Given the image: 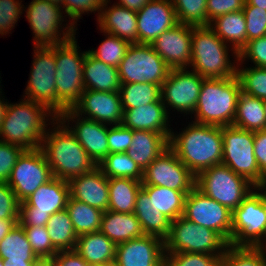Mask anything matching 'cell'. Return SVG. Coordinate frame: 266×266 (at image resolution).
Masks as SVG:
<instances>
[{"label":"cell","mask_w":266,"mask_h":266,"mask_svg":"<svg viewBox=\"0 0 266 266\" xmlns=\"http://www.w3.org/2000/svg\"><path fill=\"white\" fill-rule=\"evenodd\" d=\"M182 131L171 132L169 147L195 176L222 163V127L191 122Z\"/></svg>","instance_id":"cell-1"},{"label":"cell","mask_w":266,"mask_h":266,"mask_svg":"<svg viewBox=\"0 0 266 266\" xmlns=\"http://www.w3.org/2000/svg\"><path fill=\"white\" fill-rule=\"evenodd\" d=\"M52 123L54 128L46 131L40 148L46 156L53 177L68 182L92 171L97 165L77 141L76 136L58 117L51 125Z\"/></svg>","instance_id":"cell-2"},{"label":"cell","mask_w":266,"mask_h":266,"mask_svg":"<svg viewBox=\"0 0 266 266\" xmlns=\"http://www.w3.org/2000/svg\"><path fill=\"white\" fill-rule=\"evenodd\" d=\"M57 116L43 104L23 98L20 103H9L0 126V141L16 145L24 150L41 147L49 120ZM46 120V121H45Z\"/></svg>","instance_id":"cell-3"},{"label":"cell","mask_w":266,"mask_h":266,"mask_svg":"<svg viewBox=\"0 0 266 266\" xmlns=\"http://www.w3.org/2000/svg\"><path fill=\"white\" fill-rule=\"evenodd\" d=\"M241 84L237 76L204 79L193 115L198 124L231 126L234 121Z\"/></svg>","instance_id":"cell-4"},{"label":"cell","mask_w":266,"mask_h":266,"mask_svg":"<svg viewBox=\"0 0 266 266\" xmlns=\"http://www.w3.org/2000/svg\"><path fill=\"white\" fill-rule=\"evenodd\" d=\"M228 46L209 26L193 27L191 71L204 79L236 76L237 67L229 59Z\"/></svg>","instance_id":"cell-5"},{"label":"cell","mask_w":266,"mask_h":266,"mask_svg":"<svg viewBox=\"0 0 266 266\" xmlns=\"http://www.w3.org/2000/svg\"><path fill=\"white\" fill-rule=\"evenodd\" d=\"M76 37L64 44L55 45L56 100L67 110L80 100L85 87L83 67L87 51H78Z\"/></svg>","instance_id":"cell-6"},{"label":"cell","mask_w":266,"mask_h":266,"mask_svg":"<svg viewBox=\"0 0 266 266\" xmlns=\"http://www.w3.org/2000/svg\"><path fill=\"white\" fill-rule=\"evenodd\" d=\"M165 253L197 252L224 255L229 243L214 230L178 217L171 221L169 236L164 240Z\"/></svg>","instance_id":"cell-7"},{"label":"cell","mask_w":266,"mask_h":266,"mask_svg":"<svg viewBox=\"0 0 266 266\" xmlns=\"http://www.w3.org/2000/svg\"><path fill=\"white\" fill-rule=\"evenodd\" d=\"M195 186L231 211L253 191L254 185L224 164L214 165L196 176Z\"/></svg>","instance_id":"cell-8"},{"label":"cell","mask_w":266,"mask_h":266,"mask_svg":"<svg viewBox=\"0 0 266 266\" xmlns=\"http://www.w3.org/2000/svg\"><path fill=\"white\" fill-rule=\"evenodd\" d=\"M69 197L68 182L53 177L20 203L18 224L46 226L52 214L66 209Z\"/></svg>","instance_id":"cell-9"},{"label":"cell","mask_w":266,"mask_h":266,"mask_svg":"<svg viewBox=\"0 0 266 266\" xmlns=\"http://www.w3.org/2000/svg\"><path fill=\"white\" fill-rule=\"evenodd\" d=\"M25 12L34 35V46H55L75 38L77 27L73 23L66 24L64 29L62 27L65 20L60 5L46 0H32Z\"/></svg>","instance_id":"cell-10"},{"label":"cell","mask_w":266,"mask_h":266,"mask_svg":"<svg viewBox=\"0 0 266 266\" xmlns=\"http://www.w3.org/2000/svg\"><path fill=\"white\" fill-rule=\"evenodd\" d=\"M222 164L244 177L254 186L265 184L254 154V132L235 126L222 127Z\"/></svg>","instance_id":"cell-11"},{"label":"cell","mask_w":266,"mask_h":266,"mask_svg":"<svg viewBox=\"0 0 266 266\" xmlns=\"http://www.w3.org/2000/svg\"><path fill=\"white\" fill-rule=\"evenodd\" d=\"M34 48L30 80L24 98L43 104L59 117L66 109L56 100L55 46H34Z\"/></svg>","instance_id":"cell-12"},{"label":"cell","mask_w":266,"mask_h":266,"mask_svg":"<svg viewBox=\"0 0 266 266\" xmlns=\"http://www.w3.org/2000/svg\"><path fill=\"white\" fill-rule=\"evenodd\" d=\"M170 70L151 44L145 43H131L118 67L121 84L153 83L161 86Z\"/></svg>","instance_id":"cell-13"},{"label":"cell","mask_w":266,"mask_h":266,"mask_svg":"<svg viewBox=\"0 0 266 266\" xmlns=\"http://www.w3.org/2000/svg\"><path fill=\"white\" fill-rule=\"evenodd\" d=\"M229 244L249 247L266 245V211L260 196L254 190L232 211Z\"/></svg>","instance_id":"cell-14"},{"label":"cell","mask_w":266,"mask_h":266,"mask_svg":"<svg viewBox=\"0 0 266 266\" xmlns=\"http://www.w3.org/2000/svg\"><path fill=\"white\" fill-rule=\"evenodd\" d=\"M52 178L46 156L39 147L21 153L7 183L21 203Z\"/></svg>","instance_id":"cell-15"},{"label":"cell","mask_w":266,"mask_h":266,"mask_svg":"<svg viewBox=\"0 0 266 266\" xmlns=\"http://www.w3.org/2000/svg\"><path fill=\"white\" fill-rule=\"evenodd\" d=\"M182 216L197 225L214 230L230 243L232 211L211 199L196 186L185 197Z\"/></svg>","instance_id":"cell-16"},{"label":"cell","mask_w":266,"mask_h":266,"mask_svg":"<svg viewBox=\"0 0 266 266\" xmlns=\"http://www.w3.org/2000/svg\"><path fill=\"white\" fill-rule=\"evenodd\" d=\"M204 78L195 71L171 69L161 85V100L167 109L169 106L180 113L193 114L198 102Z\"/></svg>","instance_id":"cell-17"},{"label":"cell","mask_w":266,"mask_h":266,"mask_svg":"<svg viewBox=\"0 0 266 266\" xmlns=\"http://www.w3.org/2000/svg\"><path fill=\"white\" fill-rule=\"evenodd\" d=\"M196 176L168 147L143 171L142 185L161 186L178 191H191Z\"/></svg>","instance_id":"cell-18"},{"label":"cell","mask_w":266,"mask_h":266,"mask_svg":"<svg viewBox=\"0 0 266 266\" xmlns=\"http://www.w3.org/2000/svg\"><path fill=\"white\" fill-rule=\"evenodd\" d=\"M58 118L76 136L77 141L98 166L109 154L107 138L109 125L84 118L77 114L73 109L65 110ZM70 121H73L76 124L71 127L69 126Z\"/></svg>","instance_id":"cell-19"},{"label":"cell","mask_w":266,"mask_h":266,"mask_svg":"<svg viewBox=\"0 0 266 266\" xmlns=\"http://www.w3.org/2000/svg\"><path fill=\"white\" fill-rule=\"evenodd\" d=\"M192 33L193 26L178 23L160 34L151 46L171 69H189Z\"/></svg>","instance_id":"cell-20"},{"label":"cell","mask_w":266,"mask_h":266,"mask_svg":"<svg viewBox=\"0 0 266 266\" xmlns=\"http://www.w3.org/2000/svg\"><path fill=\"white\" fill-rule=\"evenodd\" d=\"M115 266H165L164 240L144 235L118 244Z\"/></svg>","instance_id":"cell-21"},{"label":"cell","mask_w":266,"mask_h":266,"mask_svg":"<svg viewBox=\"0 0 266 266\" xmlns=\"http://www.w3.org/2000/svg\"><path fill=\"white\" fill-rule=\"evenodd\" d=\"M72 109L80 116L86 115L85 118L106 125H119L123 121L124 110L119 92L84 90Z\"/></svg>","instance_id":"cell-22"},{"label":"cell","mask_w":266,"mask_h":266,"mask_svg":"<svg viewBox=\"0 0 266 266\" xmlns=\"http://www.w3.org/2000/svg\"><path fill=\"white\" fill-rule=\"evenodd\" d=\"M136 15L138 43L151 44L178 24L172 0H150Z\"/></svg>","instance_id":"cell-23"},{"label":"cell","mask_w":266,"mask_h":266,"mask_svg":"<svg viewBox=\"0 0 266 266\" xmlns=\"http://www.w3.org/2000/svg\"><path fill=\"white\" fill-rule=\"evenodd\" d=\"M70 197L84 202L105 212L109 205L108 178L96 166L87 172L68 181Z\"/></svg>","instance_id":"cell-24"},{"label":"cell","mask_w":266,"mask_h":266,"mask_svg":"<svg viewBox=\"0 0 266 266\" xmlns=\"http://www.w3.org/2000/svg\"><path fill=\"white\" fill-rule=\"evenodd\" d=\"M122 125L131 130L153 131L162 135H171L169 128V112L162 101L139 106L133 109H123ZM169 125V126H168Z\"/></svg>","instance_id":"cell-25"},{"label":"cell","mask_w":266,"mask_h":266,"mask_svg":"<svg viewBox=\"0 0 266 266\" xmlns=\"http://www.w3.org/2000/svg\"><path fill=\"white\" fill-rule=\"evenodd\" d=\"M110 0H105L97 15V22L102 32H107L130 43H138L136 11L118 4L107 7Z\"/></svg>","instance_id":"cell-26"},{"label":"cell","mask_w":266,"mask_h":266,"mask_svg":"<svg viewBox=\"0 0 266 266\" xmlns=\"http://www.w3.org/2000/svg\"><path fill=\"white\" fill-rule=\"evenodd\" d=\"M170 135L153 131L133 130L128 156L144 171L163 151L169 147Z\"/></svg>","instance_id":"cell-27"},{"label":"cell","mask_w":266,"mask_h":266,"mask_svg":"<svg viewBox=\"0 0 266 266\" xmlns=\"http://www.w3.org/2000/svg\"><path fill=\"white\" fill-rule=\"evenodd\" d=\"M117 245L101 231L79 235L75 251L87 262L105 266L114 264Z\"/></svg>","instance_id":"cell-28"},{"label":"cell","mask_w":266,"mask_h":266,"mask_svg":"<svg viewBox=\"0 0 266 266\" xmlns=\"http://www.w3.org/2000/svg\"><path fill=\"white\" fill-rule=\"evenodd\" d=\"M85 90L119 92L121 82L118 68L97 60L86 52L83 67Z\"/></svg>","instance_id":"cell-29"},{"label":"cell","mask_w":266,"mask_h":266,"mask_svg":"<svg viewBox=\"0 0 266 266\" xmlns=\"http://www.w3.org/2000/svg\"><path fill=\"white\" fill-rule=\"evenodd\" d=\"M100 231L116 245L145 235L134 213H103Z\"/></svg>","instance_id":"cell-30"},{"label":"cell","mask_w":266,"mask_h":266,"mask_svg":"<svg viewBox=\"0 0 266 266\" xmlns=\"http://www.w3.org/2000/svg\"><path fill=\"white\" fill-rule=\"evenodd\" d=\"M209 27L226 44L230 43L238 64V53L247 43L246 21L242 10L218 16ZM228 42V43H227Z\"/></svg>","instance_id":"cell-31"},{"label":"cell","mask_w":266,"mask_h":266,"mask_svg":"<svg viewBox=\"0 0 266 266\" xmlns=\"http://www.w3.org/2000/svg\"><path fill=\"white\" fill-rule=\"evenodd\" d=\"M146 235L165 240L169 236L171 220L157 210L148 194L141 188L137 193L134 212Z\"/></svg>","instance_id":"cell-32"},{"label":"cell","mask_w":266,"mask_h":266,"mask_svg":"<svg viewBox=\"0 0 266 266\" xmlns=\"http://www.w3.org/2000/svg\"><path fill=\"white\" fill-rule=\"evenodd\" d=\"M232 126L253 132L266 130L263 100L241 92Z\"/></svg>","instance_id":"cell-33"},{"label":"cell","mask_w":266,"mask_h":266,"mask_svg":"<svg viewBox=\"0 0 266 266\" xmlns=\"http://www.w3.org/2000/svg\"><path fill=\"white\" fill-rule=\"evenodd\" d=\"M108 210L118 213H133L137 193L142 188V181L130 178H108Z\"/></svg>","instance_id":"cell-34"},{"label":"cell","mask_w":266,"mask_h":266,"mask_svg":"<svg viewBox=\"0 0 266 266\" xmlns=\"http://www.w3.org/2000/svg\"><path fill=\"white\" fill-rule=\"evenodd\" d=\"M0 258L8 263H24L38 258L32 251L24 228L18 223L0 241Z\"/></svg>","instance_id":"cell-35"},{"label":"cell","mask_w":266,"mask_h":266,"mask_svg":"<svg viewBox=\"0 0 266 266\" xmlns=\"http://www.w3.org/2000/svg\"><path fill=\"white\" fill-rule=\"evenodd\" d=\"M157 210L171 221L183 215L185 197L190 191H178L161 186L142 185Z\"/></svg>","instance_id":"cell-36"},{"label":"cell","mask_w":266,"mask_h":266,"mask_svg":"<svg viewBox=\"0 0 266 266\" xmlns=\"http://www.w3.org/2000/svg\"><path fill=\"white\" fill-rule=\"evenodd\" d=\"M66 210L77 236L100 231L104 213L100 209L69 197Z\"/></svg>","instance_id":"cell-37"},{"label":"cell","mask_w":266,"mask_h":266,"mask_svg":"<svg viewBox=\"0 0 266 266\" xmlns=\"http://www.w3.org/2000/svg\"><path fill=\"white\" fill-rule=\"evenodd\" d=\"M46 227L51 242L58 251L75 249L78 236L66 209L52 214Z\"/></svg>","instance_id":"cell-38"},{"label":"cell","mask_w":266,"mask_h":266,"mask_svg":"<svg viewBox=\"0 0 266 266\" xmlns=\"http://www.w3.org/2000/svg\"><path fill=\"white\" fill-rule=\"evenodd\" d=\"M119 94L123 109H133L139 106L161 100V86L153 83L121 84Z\"/></svg>","instance_id":"cell-39"},{"label":"cell","mask_w":266,"mask_h":266,"mask_svg":"<svg viewBox=\"0 0 266 266\" xmlns=\"http://www.w3.org/2000/svg\"><path fill=\"white\" fill-rule=\"evenodd\" d=\"M107 178H130L142 181L143 170L126 152L109 153L98 165Z\"/></svg>","instance_id":"cell-40"},{"label":"cell","mask_w":266,"mask_h":266,"mask_svg":"<svg viewBox=\"0 0 266 266\" xmlns=\"http://www.w3.org/2000/svg\"><path fill=\"white\" fill-rule=\"evenodd\" d=\"M266 248L227 246L222 266H266Z\"/></svg>","instance_id":"cell-41"},{"label":"cell","mask_w":266,"mask_h":266,"mask_svg":"<svg viewBox=\"0 0 266 266\" xmlns=\"http://www.w3.org/2000/svg\"><path fill=\"white\" fill-rule=\"evenodd\" d=\"M102 33H105L106 39L101 42L97 50L91 49L87 52L97 60L118 68L131 43L110 33Z\"/></svg>","instance_id":"cell-42"},{"label":"cell","mask_w":266,"mask_h":266,"mask_svg":"<svg viewBox=\"0 0 266 266\" xmlns=\"http://www.w3.org/2000/svg\"><path fill=\"white\" fill-rule=\"evenodd\" d=\"M178 23L207 26V0H172Z\"/></svg>","instance_id":"cell-43"},{"label":"cell","mask_w":266,"mask_h":266,"mask_svg":"<svg viewBox=\"0 0 266 266\" xmlns=\"http://www.w3.org/2000/svg\"><path fill=\"white\" fill-rule=\"evenodd\" d=\"M236 76L241 84V91L252 97L266 100V68L249 67L238 68Z\"/></svg>","instance_id":"cell-44"},{"label":"cell","mask_w":266,"mask_h":266,"mask_svg":"<svg viewBox=\"0 0 266 266\" xmlns=\"http://www.w3.org/2000/svg\"><path fill=\"white\" fill-rule=\"evenodd\" d=\"M223 255L197 252L165 253V266H222Z\"/></svg>","instance_id":"cell-45"},{"label":"cell","mask_w":266,"mask_h":266,"mask_svg":"<svg viewBox=\"0 0 266 266\" xmlns=\"http://www.w3.org/2000/svg\"><path fill=\"white\" fill-rule=\"evenodd\" d=\"M27 240L38 258L52 259L59 251L53 246L46 226H25Z\"/></svg>","instance_id":"cell-46"},{"label":"cell","mask_w":266,"mask_h":266,"mask_svg":"<svg viewBox=\"0 0 266 266\" xmlns=\"http://www.w3.org/2000/svg\"><path fill=\"white\" fill-rule=\"evenodd\" d=\"M247 42L266 35V10L244 4Z\"/></svg>","instance_id":"cell-47"},{"label":"cell","mask_w":266,"mask_h":266,"mask_svg":"<svg viewBox=\"0 0 266 266\" xmlns=\"http://www.w3.org/2000/svg\"><path fill=\"white\" fill-rule=\"evenodd\" d=\"M246 59L252 60L255 67L266 68V35L248 41L239 51L238 62L241 64L238 65H242Z\"/></svg>","instance_id":"cell-48"},{"label":"cell","mask_w":266,"mask_h":266,"mask_svg":"<svg viewBox=\"0 0 266 266\" xmlns=\"http://www.w3.org/2000/svg\"><path fill=\"white\" fill-rule=\"evenodd\" d=\"M19 0H0V34L1 36L12 30L22 15L24 5Z\"/></svg>","instance_id":"cell-49"},{"label":"cell","mask_w":266,"mask_h":266,"mask_svg":"<svg viewBox=\"0 0 266 266\" xmlns=\"http://www.w3.org/2000/svg\"><path fill=\"white\" fill-rule=\"evenodd\" d=\"M105 0H62V9L64 14L66 13L69 16V19H72L69 22L73 23L76 26V22L82 18V14L85 12H100L102 4ZM73 21V22H72Z\"/></svg>","instance_id":"cell-50"},{"label":"cell","mask_w":266,"mask_h":266,"mask_svg":"<svg viewBox=\"0 0 266 266\" xmlns=\"http://www.w3.org/2000/svg\"><path fill=\"white\" fill-rule=\"evenodd\" d=\"M133 130L124 127L122 124L112 125L108 128L109 153L127 152L132 143Z\"/></svg>","instance_id":"cell-51"},{"label":"cell","mask_w":266,"mask_h":266,"mask_svg":"<svg viewBox=\"0 0 266 266\" xmlns=\"http://www.w3.org/2000/svg\"><path fill=\"white\" fill-rule=\"evenodd\" d=\"M24 151L19 146L0 141V182H7L18 157Z\"/></svg>","instance_id":"cell-52"},{"label":"cell","mask_w":266,"mask_h":266,"mask_svg":"<svg viewBox=\"0 0 266 266\" xmlns=\"http://www.w3.org/2000/svg\"><path fill=\"white\" fill-rule=\"evenodd\" d=\"M20 202L7 182H0V219L18 220Z\"/></svg>","instance_id":"cell-53"},{"label":"cell","mask_w":266,"mask_h":266,"mask_svg":"<svg viewBox=\"0 0 266 266\" xmlns=\"http://www.w3.org/2000/svg\"><path fill=\"white\" fill-rule=\"evenodd\" d=\"M245 0H207V26L218 16L243 10Z\"/></svg>","instance_id":"cell-54"},{"label":"cell","mask_w":266,"mask_h":266,"mask_svg":"<svg viewBox=\"0 0 266 266\" xmlns=\"http://www.w3.org/2000/svg\"><path fill=\"white\" fill-rule=\"evenodd\" d=\"M254 154L260 174L266 180V130L254 132Z\"/></svg>","instance_id":"cell-55"},{"label":"cell","mask_w":266,"mask_h":266,"mask_svg":"<svg viewBox=\"0 0 266 266\" xmlns=\"http://www.w3.org/2000/svg\"><path fill=\"white\" fill-rule=\"evenodd\" d=\"M54 266H93L87 263L75 250L59 251L53 258Z\"/></svg>","instance_id":"cell-56"},{"label":"cell","mask_w":266,"mask_h":266,"mask_svg":"<svg viewBox=\"0 0 266 266\" xmlns=\"http://www.w3.org/2000/svg\"><path fill=\"white\" fill-rule=\"evenodd\" d=\"M150 0H119L118 5L133 11H140Z\"/></svg>","instance_id":"cell-57"},{"label":"cell","mask_w":266,"mask_h":266,"mask_svg":"<svg viewBox=\"0 0 266 266\" xmlns=\"http://www.w3.org/2000/svg\"><path fill=\"white\" fill-rule=\"evenodd\" d=\"M17 221L18 220L0 219V241L14 228V226L18 223Z\"/></svg>","instance_id":"cell-58"},{"label":"cell","mask_w":266,"mask_h":266,"mask_svg":"<svg viewBox=\"0 0 266 266\" xmlns=\"http://www.w3.org/2000/svg\"><path fill=\"white\" fill-rule=\"evenodd\" d=\"M253 190H256L255 192L260 196V200H261L263 207L266 211V183L254 186Z\"/></svg>","instance_id":"cell-59"},{"label":"cell","mask_w":266,"mask_h":266,"mask_svg":"<svg viewBox=\"0 0 266 266\" xmlns=\"http://www.w3.org/2000/svg\"><path fill=\"white\" fill-rule=\"evenodd\" d=\"M0 90L2 89L0 88ZM1 94H2V91H0V97H2ZM7 106H8V102L4 101V98H0V126L5 117Z\"/></svg>","instance_id":"cell-60"},{"label":"cell","mask_w":266,"mask_h":266,"mask_svg":"<svg viewBox=\"0 0 266 266\" xmlns=\"http://www.w3.org/2000/svg\"><path fill=\"white\" fill-rule=\"evenodd\" d=\"M31 266H54V265L52 259L37 258L34 262H32Z\"/></svg>","instance_id":"cell-61"},{"label":"cell","mask_w":266,"mask_h":266,"mask_svg":"<svg viewBox=\"0 0 266 266\" xmlns=\"http://www.w3.org/2000/svg\"><path fill=\"white\" fill-rule=\"evenodd\" d=\"M245 3L266 10V0H245Z\"/></svg>","instance_id":"cell-62"},{"label":"cell","mask_w":266,"mask_h":266,"mask_svg":"<svg viewBox=\"0 0 266 266\" xmlns=\"http://www.w3.org/2000/svg\"><path fill=\"white\" fill-rule=\"evenodd\" d=\"M34 261H24V263H8L4 261V266H31Z\"/></svg>","instance_id":"cell-63"},{"label":"cell","mask_w":266,"mask_h":266,"mask_svg":"<svg viewBox=\"0 0 266 266\" xmlns=\"http://www.w3.org/2000/svg\"><path fill=\"white\" fill-rule=\"evenodd\" d=\"M46 1L56 3L62 7V0H46Z\"/></svg>","instance_id":"cell-64"},{"label":"cell","mask_w":266,"mask_h":266,"mask_svg":"<svg viewBox=\"0 0 266 266\" xmlns=\"http://www.w3.org/2000/svg\"><path fill=\"white\" fill-rule=\"evenodd\" d=\"M264 103V110H265V116H266V100H263Z\"/></svg>","instance_id":"cell-65"},{"label":"cell","mask_w":266,"mask_h":266,"mask_svg":"<svg viewBox=\"0 0 266 266\" xmlns=\"http://www.w3.org/2000/svg\"><path fill=\"white\" fill-rule=\"evenodd\" d=\"M0 266H4V260L0 258Z\"/></svg>","instance_id":"cell-66"},{"label":"cell","mask_w":266,"mask_h":266,"mask_svg":"<svg viewBox=\"0 0 266 266\" xmlns=\"http://www.w3.org/2000/svg\"><path fill=\"white\" fill-rule=\"evenodd\" d=\"M93 266H99V265H94ZM105 266H115L114 264H109V265H105Z\"/></svg>","instance_id":"cell-67"}]
</instances>
